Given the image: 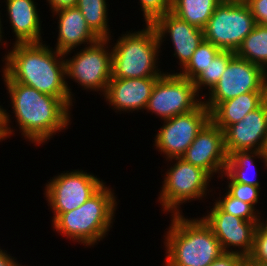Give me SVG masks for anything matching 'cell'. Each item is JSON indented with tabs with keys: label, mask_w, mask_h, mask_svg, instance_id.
Wrapping results in <instances>:
<instances>
[{
	"label": "cell",
	"mask_w": 267,
	"mask_h": 266,
	"mask_svg": "<svg viewBox=\"0 0 267 266\" xmlns=\"http://www.w3.org/2000/svg\"><path fill=\"white\" fill-rule=\"evenodd\" d=\"M16 127L22 138L41 146L59 132L68 129L71 122V98H58L41 93L35 88L10 80L2 72Z\"/></svg>",
	"instance_id": "1"
},
{
	"label": "cell",
	"mask_w": 267,
	"mask_h": 266,
	"mask_svg": "<svg viewBox=\"0 0 267 266\" xmlns=\"http://www.w3.org/2000/svg\"><path fill=\"white\" fill-rule=\"evenodd\" d=\"M43 41L13 44L1 69L10 80L58 98H71L66 85L64 54Z\"/></svg>",
	"instance_id": "2"
},
{
	"label": "cell",
	"mask_w": 267,
	"mask_h": 266,
	"mask_svg": "<svg viewBox=\"0 0 267 266\" xmlns=\"http://www.w3.org/2000/svg\"><path fill=\"white\" fill-rule=\"evenodd\" d=\"M172 214L163 235V266H209L224 251L212 229L201 218Z\"/></svg>",
	"instance_id": "3"
},
{
	"label": "cell",
	"mask_w": 267,
	"mask_h": 266,
	"mask_svg": "<svg viewBox=\"0 0 267 266\" xmlns=\"http://www.w3.org/2000/svg\"><path fill=\"white\" fill-rule=\"evenodd\" d=\"M103 185L80 207L61 213L52 223L53 230L74 243L93 247L108 236L115 222L116 193ZM107 235V236H106Z\"/></svg>",
	"instance_id": "4"
},
{
	"label": "cell",
	"mask_w": 267,
	"mask_h": 266,
	"mask_svg": "<svg viewBox=\"0 0 267 266\" xmlns=\"http://www.w3.org/2000/svg\"><path fill=\"white\" fill-rule=\"evenodd\" d=\"M138 31H126L112 43V77L146 78L160 77L165 72L158 66L161 45L156 29L152 24L143 25ZM114 45V46H113ZM162 70V71H161Z\"/></svg>",
	"instance_id": "5"
},
{
	"label": "cell",
	"mask_w": 267,
	"mask_h": 266,
	"mask_svg": "<svg viewBox=\"0 0 267 266\" xmlns=\"http://www.w3.org/2000/svg\"><path fill=\"white\" fill-rule=\"evenodd\" d=\"M170 167L163 174L162 187L158 195L163 213L184 214L181 205L194 201H200L213 191H209L213 177L205 170L185 162L182 158H171ZM173 163V164H172ZM208 193V195H207Z\"/></svg>",
	"instance_id": "6"
},
{
	"label": "cell",
	"mask_w": 267,
	"mask_h": 266,
	"mask_svg": "<svg viewBox=\"0 0 267 266\" xmlns=\"http://www.w3.org/2000/svg\"><path fill=\"white\" fill-rule=\"evenodd\" d=\"M80 48L82 49H76V53L73 50L72 57L64 55L66 85L72 101L76 99L68 85V79L78 83L82 90L99 92L102 96L112 77V49L109 39H98L93 44Z\"/></svg>",
	"instance_id": "7"
},
{
	"label": "cell",
	"mask_w": 267,
	"mask_h": 266,
	"mask_svg": "<svg viewBox=\"0 0 267 266\" xmlns=\"http://www.w3.org/2000/svg\"><path fill=\"white\" fill-rule=\"evenodd\" d=\"M256 21L244 0H223L203 29L204 40L221 51L236 52Z\"/></svg>",
	"instance_id": "8"
},
{
	"label": "cell",
	"mask_w": 267,
	"mask_h": 266,
	"mask_svg": "<svg viewBox=\"0 0 267 266\" xmlns=\"http://www.w3.org/2000/svg\"><path fill=\"white\" fill-rule=\"evenodd\" d=\"M87 170L63 171L50 177L44 187V197L51 208L53 222L61 213L80 207L106 182Z\"/></svg>",
	"instance_id": "9"
},
{
	"label": "cell",
	"mask_w": 267,
	"mask_h": 266,
	"mask_svg": "<svg viewBox=\"0 0 267 266\" xmlns=\"http://www.w3.org/2000/svg\"><path fill=\"white\" fill-rule=\"evenodd\" d=\"M200 97L192 80L165 71L156 81L145 111L164 121L196 109L202 103Z\"/></svg>",
	"instance_id": "10"
},
{
	"label": "cell",
	"mask_w": 267,
	"mask_h": 266,
	"mask_svg": "<svg viewBox=\"0 0 267 266\" xmlns=\"http://www.w3.org/2000/svg\"><path fill=\"white\" fill-rule=\"evenodd\" d=\"M248 92H267V72L235 55L220 80L202 97V102L211 112L219 103Z\"/></svg>",
	"instance_id": "11"
},
{
	"label": "cell",
	"mask_w": 267,
	"mask_h": 266,
	"mask_svg": "<svg viewBox=\"0 0 267 266\" xmlns=\"http://www.w3.org/2000/svg\"><path fill=\"white\" fill-rule=\"evenodd\" d=\"M210 121V111L202 102L193 111L164 120L154 135L155 149L165 159L181 158L201 129Z\"/></svg>",
	"instance_id": "12"
},
{
	"label": "cell",
	"mask_w": 267,
	"mask_h": 266,
	"mask_svg": "<svg viewBox=\"0 0 267 266\" xmlns=\"http://www.w3.org/2000/svg\"><path fill=\"white\" fill-rule=\"evenodd\" d=\"M209 207L210 210L207 209V214L201 218L212 229L223 251L238 253L247 258L253 249L255 230L260 222L245 221L227 214L215 203Z\"/></svg>",
	"instance_id": "13"
},
{
	"label": "cell",
	"mask_w": 267,
	"mask_h": 266,
	"mask_svg": "<svg viewBox=\"0 0 267 266\" xmlns=\"http://www.w3.org/2000/svg\"><path fill=\"white\" fill-rule=\"evenodd\" d=\"M181 158L207 171L213 178L225 171L228 155L225 151L224 133L211 120L201 129Z\"/></svg>",
	"instance_id": "14"
},
{
	"label": "cell",
	"mask_w": 267,
	"mask_h": 266,
	"mask_svg": "<svg viewBox=\"0 0 267 266\" xmlns=\"http://www.w3.org/2000/svg\"><path fill=\"white\" fill-rule=\"evenodd\" d=\"M152 25L157 31L161 46L166 40H171L169 42H172L174 49L172 55L177 58V63L180 66L178 67L180 69L176 71H181L204 40L203 29L185 22L171 11L159 16Z\"/></svg>",
	"instance_id": "15"
},
{
	"label": "cell",
	"mask_w": 267,
	"mask_h": 266,
	"mask_svg": "<svg viewBox=\"0 0 267 266\" xmlns=\"http://www.w3.org/2000/svg\"><path fill=\"white\" fill-rule=\"evenodd\" d=\"M228 157L236 151H264L267 141V100L224 131Z\"/></svg>",
	"instance_id": "16"
},
{
	"label": "cell",
	"mask_w": 267,
	"mask_h": 266,
	"mask_svg": "<svg viewBox=\"0 0 267 266\" xmlns=\"http://www.w3.org/2000/svg\"><path fill=\"white\" fill-rule=\"evenodd\" d=\"M158 79L159 77L125 79L111 77L102 97L115 113L140 112L139 110L144 113Z\"/></svg>",
	"instance_id": "17"
},
{
	"label": "cell",
	"mask_w": 267,
	"mask_h": 266,
	"mask_svg": "<svg viewBox=\"0 0 267 266\" xmlns=\"http://www.w3.org/2000/svg\"><path fill=\"white\" fill-rule=\"evenodd\" d=\"M52 14L53 18L56 15L55 20L58 19L56 26L58 27L56 28L58 29V36L54 49L60 53L69 56L74 49L93 44L99 39L88 27L77 6L62 8L52 12Z\"/></svg>",
	"instance_id": "18"
},
{
	"label": "cell",
	"mask_w": 267,
	"mask_h": 266,
	"mask_svg": "<svg viewBox=\"0 0 267 266\" xmlns=\"http://www.w3.org/2000/svg\"><path fill=\"white\" fill-rule=\"evenodd\" d=\"M36 0H4L6 8V20L9 22V26L12 29V33L15 36V42L17 43H40L42 40V22L41 15L34 2ZM39 10V11H38ZM9 20V21H8Z\"/></svg>",
	"instance_id": "19"
},
{
	"label": "cell",
	"mask_w": 267,
	"mask_h": 266,
	"mask_svg": "<svg viewBox=\"0 0 267 266\" xmlns=\"http://www.w3.org/2000/svg\"><path fill=\"white\" fill-rule=\"evenodd\" d=\"M267 100V92H248L219 103L211 112L210 120L224 131L228 126L241 121L249 112Z\"/></svg>",
	"instance_id": "20"
},
{
	"label": "cell",
	"mask_w": 267,
	"mask_h": 266,
	"mask_svg": "<svg viewBox=\"0 0 267 266\" xmlns=\"http://www.w3.org/2000/svg\"><path fill=\"white\" fill-rule=\"evenodd\" d=\"M261 160L264 163L265 169H267L266 158L263 151H236L232 153L226 162L225 173L233 180L238 183L250 184L260 187V181L255 176L257 175L256 159ZM255 164V165H254ZM253 169V170H252ZM254 175L252 176L251 174Z\"/></svg>",
	"instance_id": "21"
},
{
	"label": "cell",
	"mask_w": 267,
	"mask_h": 266,
	"mask_svg": "<svg viewBox=\"0 0 267 266\" xmlns=\"http://www.w3.org/2000/svg\"><path fill=\"white\" fill-rule=\"evenodd\" d=\"M223 0H172L171 12L180 19L204 29L215 8Z\"/></svg>",
	"instance_id": "22"
},
{
	"label": "cell",
	"mask_w": 267,
	"mask_h": 266,
	"mask_svg": "<svg viewBox=\"0 0 267 266\" xmlns=\"http://www.w3.org/2000/svg\"><path fill=\"white\" fill-rule=\"evenodd\" d=\"M235 55L262 67L267 72V26L256 24L242 41Z\"/></svg>",
	"instance_id": "23"
},
{
	"label": "cell",
	"mask_w": 267,
	"mask_h": 266,
	"mask_svg": "<svg viewBox=\"0 0 267 266\" xmlns=\"http://www.w3.org/2000/svg\"><path fill=\"white\" fill-rule=\"evenodd\" d=\"M107 0H78L77 7L84 16L86 24L99 39H111Z\"/></svg>",
	"instance_id": "24"
},
{
	"label": "cell",
	"mask_w": 267,
	"mask_h": 266,
	"mask_svg": "<svg viewBox=\"0 0 267 266\" xmlns=\"http://www.w3.org/2000/svg\"><path fill=\"white\" fill-rule=\"evenodd\" d=\"M235 56L232 51H220L210 64L193 80L197 93L202 97L206 93H202L203 89L209 92L220 80L221 75L225 71L229 61Z\"/></svg>",
	"instance_id": "25"
},
{
	"label": "cell",
	"mask_w": 267,
	"mask_h": 266,
	"mask_svg": "<svg viewBox=\"0 0 267 266\" xmlns=\"http://www.w3.org/2000/svg\"><path fill=\"white\" fill-rule=\"evenodd\" d=\"M220 51L221 50L214 46L211 42L203 40L193 53L190 61L180 72L170 70V72L167 73H178L180 76L193 81L210 64V61H212Z\"/></svg>",
	"instance_id": "26"
},
{
	"label": "cell",
	"mask_w": 267,
	"mask_h": 266,
	"mask_svg": "<svg viewBox=\"0 0 267 266\" xmlns=\"http://www.w3.org/2000/svg\"><path fill=\"white\" fill-rule=\"evenodd\" d=\"M225 194L220 195L215 200V204L225 213L232 214L245 221L260 222L261 212L259 209H255L251 204L245 203L233 197L226 189Z\"/></svg>",
	"instance_id": "27"
},
{
	"label": "cell",
	"mask_w": 267,
	"mask_h": 266,
	"mask_svg": "<svg viewBox=\"0 0 267 266\" xmlns=\"http://www.w3.org/2000/svg\"><path fill=\"white\" fill-rule=\"evenodd\" d=\"M221 182L224 181L223 179L227 178L225 182L226 187L225 189L235 198L242 200L245 203L251 204L255 209L256 205L261 200L260 198V191L261 187H257L250 184H244V183H238L236 181H233L225 172L222 173L220 176Z\"/></svg>",
	"instance_id": "28"
},
{
	"label": "cell",
	"mask_w": 267,
	"mask_h": 266,
	"mask_svg": "<svg viewBox=\"0 0 267 266\" xmlns=\"http://www.w3.org/2000/svg\"><path fill=\"white\" fill-rule=\"evenodd\" d=\"M267 263V230L258 224L254 234L253 249L247 257L248 266H262Z\"/></svg>",
	"instance_id": "29"
},
{
	"label": "cell",
	"mask_w": 267,
	"mask_h": 266,
	"mask_svg": "<svg viewBox=\"0 0 267 266\" xmlns=\"http://www.w3.org/2000/svg\"><path fill=\"white\" fill-rule=\"evenodd\" d=\"M145 24H152L159 16L172 10V0H139Z\"/></svg>",
	"instance_id": "30"
},
{
	"label": "cell",
	"mask_w": 267,
	"mask_h": 266,
	"mask_svg": "<svg viewBox=\"0 0 267 266\" xmlns=\"http://www.w3.org/2000/svg\"><path fill=\"white\" fill-rule=\"evenodd\" d=\"M209 266H248L247 258L238 253L223 252Z\"/></svg>",
	"instance_id": "31"
},
{
	"label": "cell",
	"mask_w": 267,
	"mask_h": 266,
	"mask_svg": "<svg viewBox=\"0 0 267 266\" xmlns=\"http://www.w3.org/2000/svg\"><path fill=\"white\" fill-rule=\"evenodd\" d=\"M250 8L256 24L267 26V0H244Z\"/></svg>",
	"instance_id": "32"
},
{
	"label": "cell",
	"mask_w": 267,
	"mask_h": 266,
	"mask_svg": "<svg viewBox=\"0 0 267 266\" xmlns=\"http://www.w3.org/2000/svg\"><path fill=\"white\" fill-rule=\"evenodd\" d=\"M8 109H4L3 105H0V135L2 136L3 140H6L7 138H11V135H14L15 131H17V128L13 125L11 119H13L11 114L7 112ZM12 127V128H11Z\"/></svg>",
	"instance_id": "33"
},
{
	"label": "cell",
	"mask_w": 267,
	"mask_h": 266,
	"mask_svg": "<svg viewBox=\"0 0 267 266\" xmlns=\"http://www.w3.org/2000/svg\"><path fill=\"white\" fill-rule=\"evenodd\" d=\"M49 5L51 13L67 7H75L77 5L78 0H46Z\"/></svg>",
	"instance_id": "34"
},
{
	"label": "cell",
	"mask_w": 267,
	"mask_h": 266,
	"mask_svg": "<svg viewBox=\"0 0 267 266\" xmlns=\"http://www.w3.org/2000/svg\"><path fill=\"white\" fill-rule=\"evenodd\" d=\"M7 250H4L0 247V266H23L22 263L17 262V258L13 257L11 254H8Z\"/></svg>",
	"instance_id": "35"
},
{
	"label": "cell",
	"mask_w": 267,
	"mask_h": 266,
	"mask_svg": "<svg viewBox=\"0 0 267 266\" xmlns=\"http://www.w3.org/2000/svg\"><path fill=\"white\" fill-rule=\"evenodd\" d=\"M1 12H2V11H0V46L2 45V48H3V47L7 48V46H8L7 44H8V43H7V40H6V41L4 40V36H5V34H4V30H3V29H4V28H3V24H2V19H3V18H1V14H2ZM3 34H4V35H3ZM3 40H4V41H3ZM2 43H3V44H2Z\"/></svg>",
	"instance_id": "36"
},
{
	"label": "cell",
	"mask_w": 267,
	"mask_h": 266,
	"mask_svg": "<svg viewBox=\"0 0 267 266\" xmlns=\"http://www.w3.org/2000/svg\"><path fill=\"white\" fill-rule=\"evenodd\" d=\"M260 224L267 230V218L265 220L264 216L262 217V215H261Z\"/></svg>",
	"instance_id": "37"
},
{
	"label": "cell",
	"mask_w": 267,
	"mask_h": 266,
	"mask_svg": "<svg viewBox=\"0 0 267 266\" xmlns=\"http://www.w3.org/2000/svg\"><path fill=\"white\" fill-rule=\"evenodd\" d=\"M263 154H264V156H265V158H266V162H267V141H266V145H265Z\"/></svg>",
	"instance_id": "38"
},
{
	"label": "cell",
	"mask_w": 267,
	"mask_h": 266,
	"mask_svg": "<svg viewBox=\"0 0 267 266\" xmlns=\"http://www.w3.org/2000/svg\"><path fill=\"white\" fill-rule=\"evenodd\" d=\"M3 141V138H2V136L0 135V142H2Z\"/></svg>",
	"instance_id": "39"
}]
</instances>
